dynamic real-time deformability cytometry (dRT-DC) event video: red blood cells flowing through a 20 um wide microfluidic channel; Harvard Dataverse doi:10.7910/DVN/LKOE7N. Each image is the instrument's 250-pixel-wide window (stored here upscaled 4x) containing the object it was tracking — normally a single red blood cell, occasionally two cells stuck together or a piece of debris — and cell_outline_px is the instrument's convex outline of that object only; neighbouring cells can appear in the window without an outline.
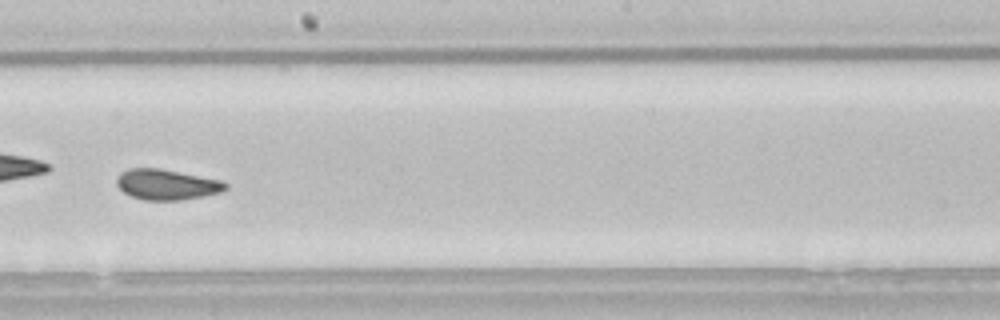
{"species": "common noctule bat (a hibernating species)", "species_latin": "Nyctalus noctula", "temperature_condition": "room temperature", "stored_images_in_passage": 53, "camera_frame_rate_fps": 3000, "um_per_image_px": 0.085, "animal": {"sex": "male", "body_mass_g": 21.5, "forearm_length_mm": 52.0}, "frame": {"image": 1, "passage_image": 31, "time_ms": 10.0, "image_size_px": [1000, 320], "cell_outline_px": [[228, 188], [220, 192], [204, 196], [180, 200], [144, 200], [132, 196], [124, 192], [116, 184], [116, 180], [120, 172], [128, 168], [160, 168], [220, 180], [228, 184]], "centroid_in_image_um": [14.15, 15.68], "position_along_channel_um": 234.0, "area_um2": 19.31}, "authors_computed_cell_mechanics": {"area_um2": 19.652, "velocity_mm_per_s": 3.812, "shape_relaxation_time_tau1_ms": 6.656, "shape_relaxation_time_tau2_ms": null, "deformation_change_tau1": 0.1129, "deformation_change_tau2": null}}